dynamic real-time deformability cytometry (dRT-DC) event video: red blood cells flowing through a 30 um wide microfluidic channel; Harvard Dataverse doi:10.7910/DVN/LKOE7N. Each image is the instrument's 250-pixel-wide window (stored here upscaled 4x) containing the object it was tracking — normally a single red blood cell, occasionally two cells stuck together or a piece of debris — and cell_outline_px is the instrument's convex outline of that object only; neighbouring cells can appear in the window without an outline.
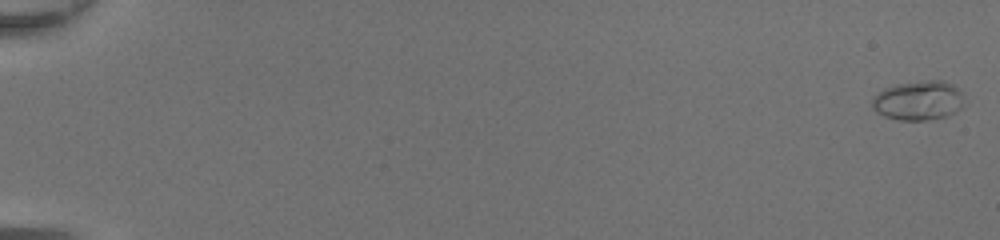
{"species": "common noctule bat (a hibernating species)", "species_latin": "Nyctalus noctula", "temperature_condition": "room temperature", "stored_images_in_passage": 50, "camera_frame_rate_fps": 3000, "um_per_image_px": 0.085, "animal": {"sex": "female", "body_mass_g": 20.0, "forearm_length_mm": 54.0}, "frame": {"image": 1, "passage_image": 1, "time_ms": 0.0, "image_size_px": [1000, 240], "cell_outline_px": [[960, 108], [956, 112], [948, 116], [928, 120], [900, 120], [884, 116], [876, 112], [872, 108], [872, 96], [884, 88], [896, 84], [928, 80], [944, 80], [952, 84], [960, 92]], "centroid_in_image_um": [78.0, 8.54], "position_along_channel_um": 7.0, "area_um2": 21.04}}
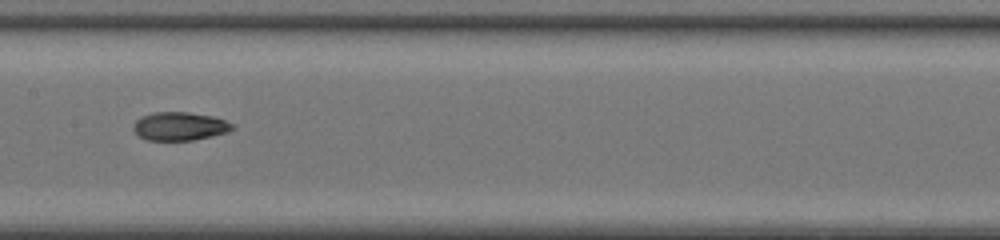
{"frame": {"image": 2, "passage_image": 28, "time_ms": 9.0, "image_size_px": [1000, 240], "cell_outline_px": [[236, 128], [228, 132], [212, 136], [192, 140], [144, 140], [132, 128], [132, 124], [140, 116], [152, 112], [188, 112], [212, 116], [236, 124]], "centroid_in_image_um": [15.28, 10.72], "position_along_channel_um": 192.1, "area_um2": 16.59}}
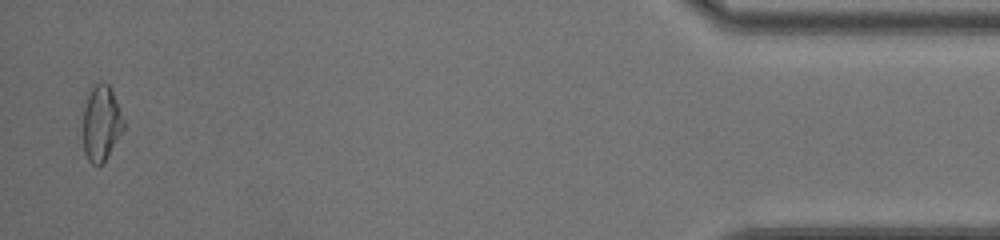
{"frame": {"image": 3, "passage_image": 49, "time_ms": 16.0, "image_size_px": [1000, 240], "cell_outline_px": [[124, 128], [108, 156], [100, 164], [92, 164], [88, 160], [84, 152], [84, 108], [88, 96], [92, 88], [100, 80], [108, 84], [112, 88], [124, 120]], "centroid_in_image_um": [8.63, 10.45], "position_along_channel_um": 426.6, "area_um2": 17.63}, "authors_computed_cell_mechanics": {"area_um2": 17.0799, "velocity_mm_per_s": 4.4077, "shape_relaxation_time_tau1_ms": 5.2185, "shape_relaxation_time_tau2_ms": 2.7045, "deformation_change_tau1": 0.2112, "deformation_change_tau2": 0.0738}}